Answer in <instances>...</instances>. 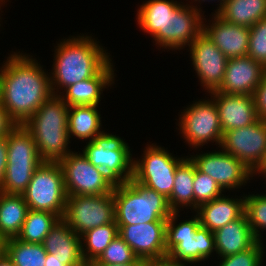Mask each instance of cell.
Here are the masks:
<instances>
[{
	"instance_id": "19",
	"label": "cell",
	"mask_w": 266,
	"mask_h": 266,
	"mask_svg": "<svg viewBox=\"0 0 266 266\" xmlns=\"http://www.w3.org/2000/svg\"><path fill=\"white\" fill-rule=\"evenodd\" d=\"M209 95L217 107L223 133L252 125L259 120L254 96L225 94L219 91Z\"/></svg>"
},
{
	"instance_id": "36",
	"label": "cell",
	"mask_w": 266,
	"mask_h": 266,
	"mask_svg": "<svg viewBox=\"0 0 266 266\" xmlns=\"http://www.w3.org/2000/svg\"><path fill=\"white\" fill-rule=\"evenodd\" d=\"M249 31L247 56L266 67V18L256 22Z\"/></svg>"
},
{
	"instance_id": "33",
	"label": "cell",
	"mask_w": 266,
	"mask_h": 266,
	"mask_svg": "<svg viewBox=\"0 0 266 266\" xmlns=\"http://www.w3.org/2000/svg\"><path fill=\"white\" fill-rule=\"evenodd\" d=\"M244 212L254 236L262 242L260 230L264 231L266 229V194L246 195Z\"/></svg>"
},
{
	"instance_id": "13",
	"label": "cell",
	"mask_w": 266,
	"mask_h": 266,
	"mask_svg": "<svg viewBox=\"0 0 266 266\" xmlns=\"http://www.w3.org/2000/svg\"><path fill=\"white\" fill-rule=\"evenodd\" d=\"M218 147L254 172L266 155V120L259 119L252 125L223 133Z\"/></svg>"
},
{
	"instance_id": "29",
	"label": "cell",
	"mask_w": 266,
	"mask_h": 266,
	"mask_svg": "<svg viewBox=\"0 0 266 266\" xmlns=\"http://www.w3.org/2000/svg\"><path fill=\"white\" fill-rule=\"evenodd\" d=\"M194 174L195 163L190 157H184L176 168L173 191L167 198L169 207L173 212H180L181 207L182 209L191 207V210L195 211Z\"/></svg>"
},
{
	"instance_id": "16",
	"label": "cell",
	"mask_w": 266,
	"mask_h": 266,
	"mask_svg": "<svg viewBox=\"0 0 266 266\" xmlns=\"http://www.w3.org/2000/svg\"><path fill=\"white\" fill-rule=\"evenodd\" d=\"M117 226L119 236L132 248L139 259L159 261L167 258L166 221Z\"/></svg>"
},
{
	"instance_id": "5",
	"label": "cell",
	"mask_w": 266,
	"mask_h": 266,
	"mask_svg": "<svg viewBox=\"0 0 266 266\" xmlns=\"http://www.w3.org/2000/svg\"><path fill=\"white\" fill-rule=\"evenodd\" d=\"M179 212H172L166 220L167 258L177 263L205 261L216 252L214 232L200 224L198 215L179 224Z\"/></svg>"
},
{
	"instance_id": "26",
	"label": "cell",
	"mask_w": 266,
	"mask_h": 266,
	"mask_svg": "<svg viewBox=\"0 0 266 266\" xmlns=\"http://www.w3.org/2000/svg\"><path fill=\"white\" fill-rule=\"evenodd\" d=\"M29 208L22 194L0 191V241L17 237Z\"/></svg>"
},
{
	"instance_id": "41",
	"label": "cell",
	"mask_w": 266,
	"mask_h": 266,
	"mask_svg": "<svg viewBox=\"0 0 266 266\" xmlns=\"http://www.w3.org/2000/svg\"><path fill=\"white\" fill-rule=\"evenodd\" d=\"M44 266H66L63 264V260L53 257V254L47 253Z\"/></svg>"
},
{
	"instance_id": "39",
	"label": "cell",
	"mask_w": 266,
	"mask_h": 266,
	"mask_svg": "<svg viewBox=\"0 0 266 266\" xmlns=\"http://www.w3.org/2000/svg\"><path fill=\"white\" fill-rule=\"evenodd\" d=\"M17 125L4 107L0 105V138L7 136Z\"/></svg>"
},
{
	"instance_id": "12",
	"label": "cell",
	"mask_w": 266,
	"mask_h": 266,
	"mask_svg": "<svg viewBox=\"0 0 266 266\" xmlns=\"http://www.w3.org/2000/svg\"><path fill=\"white\" fill-rule=\"evenodd\" d=\"M63 219L78 235L115 221L113 193L67 196Z\"/></svg>"
},
{
	"instance_id": "15",
	"label": "cell",
	"mask_w": 266,
	"mask_h": 266,
	"mask_svg": "<svg viewBox=\"0 0 266 266\" xmlns=\"http://www.w3.org/2000/svg\"><path fill=\"white\" fill-rule=\"evenodd\" d=\"M189 49L200 85L208 93L217 91L223 82L228 58L203 32L189 45Z\"/></svg>"
},
{
	"instance_id": "44",
	"label": "cell",
	"mask_w": 266,
	"mask_h": 266,
	"mask_svg": "<svg viewBox=\"0 0 266 266\" xmlns=\"http://www.w3.org/2000/svg\"><path fill=\"white\" fill-rule=\"evenodd\" d=\"M144 266H168V258H164L159 261H145Z\"/></svg>"
},
{
	"instance_id": "28",
	"label": "cell",
	"mask_w": 266,
	"mask_h": 266,
	"mask_svg": "<svg viewBox=\"0 0 266 266\" xmlns=\"http://www.w3.org/2000/svg\"><path fill=\"white\" fill-rule=\"evenodd\" d=\"M98 105L71 106L68 109V134L80 140L91 141L105 132L102 130Z\"/></svg>"
},
{
	"instance_id": "51",
	"label": "cell",
	"mask_w": 266,
	"mask_h": 266,
	"mask_svg": "<svg viewBox=\"0 0 266 266\" xmlns=\"http://www.w3.org/2000/svg\"><path fill=\"white\" fill-rule=\"evenodd\" d=\"M2 249V242L0 241V250Z\"/></svg>"
},
{
	"instance_id": "47",
	"label": "cell",
	"mask_w": 266,
	"mask_h": 266,
	"mask_svg": "<svg viewBox=\"0 0 266 266\" xmlns=\"http://www.w3.org/2000/svg\"><path fill=\"white\" fill-rule=\"evenodd\" d=\"M257 169H266V155H265L264 160L262 161L261 165Z\"/></svg>"
},
{
	"instance_id": "30",
	"label": "cell",
	"mask_w": 266,
	"mask_h": 266,
	"mask_svg": "<svg viewBox=\"0 0 266 266\" xmlns=\"http://www.w3.org/2000/svg\"><path fill=\"white\" fill-rule=\"evenodd\" d=\"M119 235L115 221L92 228L80 235L82 255L86 263L96 261L105 248Z\"/></svg>"
},
{
	"instance_id": "6",
	"label": "cell",
	"mask_w": 266,
	"mask_h": 266,
	"mask_svg": "<svg viewBox=\"0 0 266 266\" xmlns=\"http://www.w3.org/2000/svg\"><path fill=\"white\" fill-rule=\"evenodd\" d=\"M7 167L1 192L23 194L35 170L43 162L31 132L17 125L7 136Z\"/></svg>"
},
{
	"instance_id": "17",
	"label": "cell",
	"mask_w": 266,
	"mask_h": 266,
	"mask_svg": "<svg viewBox=\"0 0 266 266\" xmlns=\"http://www.w3.org/2000/svg\"><path fill=\"white\" fill-rule=\"evenodd\" d=\"M265 72L266 67L249 56L228 59L223 82L217 91L254 96Z\"/></svg>"
},
{
	"instance_id": "37",
	"label": "cell",
	"mask_w": 266,
	"mask_h": 266,
	"mask_svg": "<svg viewBox=\"0 0 266 266\" xmlns=\"http://www.w3.org/2000/svg\"><path fill=\"white\" fill-rule=\"evenodd\" d=\"M264 249L263 242L257 241L245 251L222 257L218 266H262Z\"/></svg>"
},
{
	"instance_id": "1",
	"label": "cell",
	"mask_w": 266,
	"mask_h": 266,
	"mask_svg": "<svg viewBox=\"0 0 266 266\" xmlns=\"http://www.w3.org/2000/svg\"><path fill=\"white\" fill-rule=\"evenodd\" d=\"M29 56L13 52L0 67L1 105L18 125H24L53 95L50 74Z\"/></svg>"
},
{
	"instance_id": "10",
	"label": "cell",
	"mask_w": 266,
	"mask_h": 266,
	"mask_svg": "<svg viewBox=\"0 0 266 266\" xmlns=\"http://www.w3.org/2000/svg\"><path fill=\"white\" fill-rule=\"evenodd\" d=\"M178 126L189 147L198 149L210 142L220 146L223 132L212 97L188 105L180 114Z\"/></svg>"
},
{
	"instance_id": "48",
	"label": "cell",
	"mask_w": 266,
	"mask_h": 266,
	"mask_svg": "<svg viewBox=\"0 0 266 266\" xmlns=\"http://www.w3.org/2000/svg\"><path fill=\"white\" fill-rule=\"evenodd\" d=\"M192 1V0H191ZM196 1H198L199 3H200V1H208V0H193V2H196ZM209 1H216V0H209ZM219 2H220V4H217V5H220L221 6V4L225 1V0H218Z\"/></svg>"
},
{
	"instance_id": "22",
	"label": "cell",
	"mask_w": 266,
	"mask_h": 266,
	"mask_svg": "<svg viewBox=\"0 0 266 266\" xmlns=\"http://www.w3.org/2000/svg\"><path fill=\"white\" fill-rule=\"evenodd\" d=\"M113 63L110 61L95 77L72 84L60 91L58 96L69 106H86L100 104L105 88L114 84ZM108 86V87H107ZM62 93V94H61Z\"/></svg>"
},
{
	"instance_id": "9",
	"label": "cell",
	"mask_w": 266,
	"mask_h": 266,
	"mask_svg": "<svg viewBox=\"0 0 266 266\" xmlns=\"http://www.w3.org/2000/svg\"><path fill=\"white\" fill-rule=\"evenodd\" d=\"M145 148L142 159L133 162V179L168 198L173 191L176 168L184 158L173 157L154 143Z\"/></svg>"
},
{
	"instance_id": "31",
	"label": "cell",
	"mask_w": 266,
	"mask_h": 266,
	"mask_svg": "<svg viewBox=\"0 0 266 266\" xmlns=\"http://www.w3.org/2000/svg\"><path fill=\"white\" fill-rule=\"evenodd\" d=\"M2 250L15 266H44L47 252L44 245L27 243L17 237L4 240Z\"/></svg>"
},
{
	"instance_id": "43",
	"label": "cell",
	"mask_w": 266,
	"mask_h": 266,
	"mask_svg": "<svg viewBox=\"0 0 266 266\" xmlns=\"http://www.w3.org/2000/svg\"><path fill=\"white\" fill-rule=\"evenodd\" d=\"M145 261L139 259L136 263L122 264V265H107V264H89V266H144Z\"/></svg>"
},
{
	"instance_id": "34",
	"label": "cell",
	"mask_w": 266,
	"mask_h": 266,
	"mask_svg": "<svg viewBox=\"0 0 266 266\" xmlns=\"http://www.w3.org/2000/svg\"><path fill=\"white\" fill-rule=\"evenodd\" d=\"M138 260L132 248L118 235L105 248L100 257L89 264L122 265L136 263Z\"/></svg>"
},
{
	"instance_id": "18",
	"label": "cell",
	"mask_w": 266,
	"mask_h": 266,
	"mask_svg": "<svg viewBox=\"0 0 266 266\" xmlns=\"http://www.w3.org/2000/svg\"><path fill=\"white\" fill-rule=\"evenodd\" d=\"M182 4L173 15H169L166 22V49L182 50L189 46L196 37L203 32L202 9ZM202 14V15H201Z\"/></svg>"
},
{
	"instance_id": "45",
	"label": "cell",
	"mask_w": 266,
	"mask_h": 266,
	"mask_svg": "<svg viewBox=\"0 0 266 266\" xmlns=\"http://www.w3.org/2000/svg\"><path fill=\"white\" fill-rule=\"evenodd\" d=\"M263 175L262 177H265L266 178V169H256L254 172H253V176L255 175ZM261 174V175H260ZM266 181V180H265ZM266 192V191H265Z\"/></svg>"
},
{
	"instance_id": "50",
	"label": "cell",
	"mask_w": 266,
	"mask_h": 266,
	"mask_svg": "<svg viewBox=\"0 0 266 266\" xmlns=\"http://www.w3.org/2000/svg\"><path fill=\"white\" fill-rule=\"evenodd\" d=\"M0 105H1V84H0Z\"/></svg>"
},
{
	"instance_id": "49",
	"label": "cell",
	"mask_w": 266,
	"mask_h": 266,
	"mask_svg": "<svg viewBox=\"0 0 266 266\" xmlns=\"http://www.w3.org/2000/svg\"><path fill=\"white\" fill-rule=\"evenodd\" d=\"M77 266H89V263H83V264L77 265Z\"/></svg>"
},
{
	"instance_id": "38",
	"label": "cell",
	"mask_w": 266,
	"mask_h": 266,
	"mask_svg": "<svg viewBox=\"0 0 266 266\" xmlns=\"http://www.w3.org/2000/svg\"><path fill=\"white\" fill-rule=\"evenodd\" d=\"M255 106L259 119L266 120V72L254 93Z\"/></svg>"
},
{
	"instance_id": "27",
	"label": "cell",
	"mask_w": 266,
	"mask_h": 266,
	"mask_svg": "<svg viewBox=\"0 0 266 266\" xmlns=\"http://www.w3.org/2000/svg\"><path fill=\"white\" fill-rule=\"evenodd\" d=\"M215 13L231 24L250 28L266 18V0H225Z\"/></svg>"
},
{
	"instance_id": "23",
	"label": "cell",
	"mask_w": 266,
	"mask_h": 266,
	"mask_svg": "<svg viewBox=\"0 0 266 266\" xmlns=\"http://www.w3.org/2000/svg\"><path fill=\"white\" fill-rule=\"evenodd\" d=\"M183 3L174 0H148L140 5L137 12V22L139 27L149 33L154 45H159L166 49V22L167 18L182 5Z\"/></svg>"
},
{
	"instance_id": "14",
	"label": "cell",
	"mask_w": 266,
	"mask_h": 266,
	"mask_svg": "<svg viewBox=\"0 0 266 266\" xmlns=\"http://www.w3.org/2000/svg\"><path fill=\"white\" fill-rule=\"evenodd\" d=\"M190 156L196 168L215 180L223 191L235 190L242 185L244 187L248 180L254 179L253 172L242 161L226 151L202 152V154Z\"/></svg>"
},
{
	"instance_id": "4",
	"label": "cell",
	"mask_w": 266,
	"mask_h": 266,
	"mask_svg": "<svg viewBox=\"0 0 266 266\" xmlns=\"http://www.w3.org/2000/svg\"><path fill=\"white\" fill-rule=\"evenodd\" d=\"M117 225L166 221L173 212L167 198L133 178L113 189Z\"/></svg>"
},
{
	"instance_id": "21",
	"label": "cell",
	"mask_w": 266,
	"mask_h": 266,
	"mask_svg": "<svg viewBox=\"0 0 266 266\" xmlns=\"http://www.w3.org/2000/svg\"><path fill=\"white\" fill-rule=\"evenodd\" d=\"M81 237L68 223L60 218L46 235L43 245L47 253L63 260L66 266H77L86 263L82 255Z\"/></svg>"
},
{
	"instance_id": "20",
	"label": "cell",
	"mask_w": 266,
	"mask_h": 266,
	"mask_svg": "<svg viewBox=\"0 0 266 266\" xmlns=\"http://www.w3.org/2000/svg\"><path fill=\"white\" fill-rule=\"evenodd\" d=\"M212 22L207 25L203 22V33L228 58L247 56L249 44V27L231 24L216 13Z\"/></svg>"
},
{
	"instance_id": "24",
	"label": "cell",
	"mask_w": 266,
	"mask_h": 266,
	"mask_svg": "<svg viewBox=\"0 0 266 266\" xmlns=\"http://www.w3.org/2000/svg\"><path fill=\"white\" fill-rule=\"evenodd\" d=\"M243 197V198H241ZM238 198L220 196L199 206L195 212L200 224L211 232L241 217L245 212V195Z\"/></svg>"
},
{
	"instance_id": "7",
	"label": "cell",
	"mask_w": 266,
	"mask_h": 266,
	"mask_svg": "<svg viewBox=\"0 0 266 266\" xmlns=\"http://www.w3.org/2000/svg\"><path fill=\"white\" fill-rule=\"evenodd\" d=\"M30 210L47 211L63 218L67 194L59 162H42L22 194Z\"/></svg>"
},
{
	"instance_id": "8",
	"label": "cell",
	"mask_w": 266,
	"mask_h": 266,
	"mask_svg": "<svg viewBox=\"0 0 266 266\" xmlns=\"http://www.w3.org/2000/svg\"><path fill=\"white\" fill-rule=\"evenodd\" d=\"M86 144L82 153L115 184L128 182L133 178L134 159L128 143L121 137L104 133Z\"/></svg>"
},
{
	"instance_id": "35",
	"label": "cell",
	"mask_w": 266,
	"mask_h": 266,
	"mask_svg": "<svg viewBox=\"0 0 266 266\" xmlns=\"http://www.w3.org/2000/svg\"><path fill=\"white\" fill-rule=\"evenodd\" d=\"M194 202L195 210L202 204L208 203L213 199L219 198L223 190L209 175L202 173L196 168L194 174Z\"/></svg>"
},
{
	"instance_id": "42",
	"label": "cell",
	"mask_w": 266,
	"mask_h": 266,
	"mask_svg": "<svg viewBox=\"0 0 266 266\" xmlns=\"http://www.w3.org/2000/svg\"><path fill=\"white\" fill-rule=\"evenodd\" d=\"M0 266H15L2 249L0 250Z\"/></svg>"
},
{
	"instance_id": "46",
	"label": "cell",
	"mask_w": 266,
	"mask_h": 266,
	"mask_svg": "<svg viewBox=\"0 0 266 266\" xmlns=\"http://www.w3.org/2000/svg\"><path fill=\"white\" fill-rule=\"evenodd\" d=\"M186 265H188V263H177L168 259V266H186Z\"/></svg>"
},
{
	"instance_id": "25",
	"label": "cell",
	"mask_w": 266,
	"mask_h": 266,
	"mask_svg": "<svg viewBox=\"0 0 266 266\" xmlns=\"http://www.w3.org/2000/svg\"><path fill=\"white\" fill-rule=\"evenodd\" d=\"M216 254L220 258L251 248L258 240L250 228L244 213L238 219L214 232Z\"/></svg>"
},
{
	"instance_id": "11",
	"label": "cell",
	"mask_w": 266,
	"mask_h": 266,
	"mask_svg": "<svg viewBox=\"0 0 266 266\" xmlns=\"http://www.w3.org/2000/svg\"><path fill=\"white\" fill-rule=\"evenodd\" d=\"M64 174L67 196L104 195L112 193L115 183L98 167L79 152H71L60 162Z\"/></svg>"
},
{
	"instance_id": "2",
	"label": "cell",
	"mask_w": 266,
	"mask_h": 266,
	"mask_svg": "<svg viewBox=\"0 0 266 266\" xmlns=\"http://www.w3.org/2000/svg\"><path fill=\"white\" fill-rule=\"evenodd\" d=\"M62 40L55 47L53 72L50 74L53 95L60 94L59 89L95 77L112 61L110 53L92 36L83 34Z\"/></svg>"
},
{
	"instance_id": "40",
	"label": "cell",
	"mask_w": 266,
	"mask_h": 266,
	"mask_svg": "<svg viewBox=\"0 0 266 266\" xmlns=\"http://www.w3.org/2000/svg\"><path fill=\"white\" fill-rule=\"evenodd\" d=\"M7 139L6 136L0 138V190L2 188L3 180L6 173L7 167Z\"/></svg>"
},
{
	"instance_id": "3",
	"label": "cell",
	"mask_w": 266,
	"mask_h": 266,
	"mask_svg": "<svg viewBox=\"0 0 266 266\" xmlns=\"http://www.w3.org/2000/svg\"><path fill=\"white\" fill-rule=\"evenodd\" d=\"M68 109L58 95H52L24 124L43 162H60L72 152L68 146Z\"/></svg>"
},
{
	"instance_id": "32",
	"label": "cell",
	"mask_w": 266,
	"mask_h": 266,
	"mask_svg": "<svg viewBox=\"0 0 266 266\" xmlns=\"http://www.w3.org/2000/svg\"><path fill=\"white\" fill-rule=\"evenodd\" d=\"M59 219L55 213L29 209L17 238L27 243L43 244L46 235Z\"/></svg>"
}]
</instances>
